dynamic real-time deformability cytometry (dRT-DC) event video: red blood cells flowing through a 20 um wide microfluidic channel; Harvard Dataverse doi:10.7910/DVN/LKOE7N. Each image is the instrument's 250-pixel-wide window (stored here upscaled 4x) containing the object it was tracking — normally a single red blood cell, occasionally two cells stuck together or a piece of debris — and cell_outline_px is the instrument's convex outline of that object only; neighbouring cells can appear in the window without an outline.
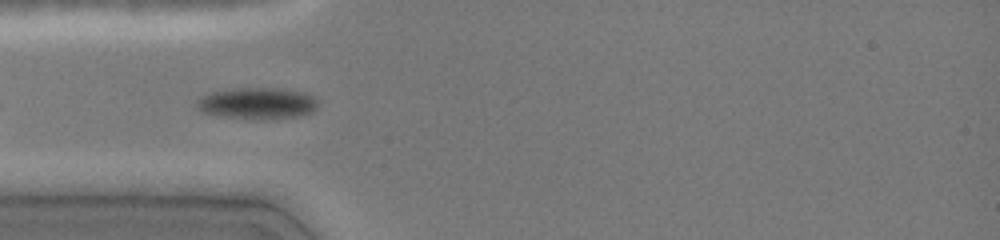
{"species": "common noctule bat (a hibernating species)", "species_latin": "Nyctalus noctula", "temperature_condition": "cold", "stored_images_in_passage": 36, "camera_frame_rate_fps": 3000, "um_per_image_px": 0.085, "animal": {"sex": "female", "body_mass_g": 19.0, "forearm_length_mm": 51.5}, "frame": {"image": 1, "passage_image": 3, "time_ms": 0.667, "image_size_px": [1000, 240], "cell_outline_px": [[320, 104], [312, 112], [300, 116], [260, 120], [224, 116], [204, 112], [196, 108], [196, 100], [200, 96], [212, 92], [232, 88], [280, 88], [308, 92]], "centroid_in_image_um": [21.9, 8.77], "position_along_channel_um": 63.1, "area_um2": 22.54}}
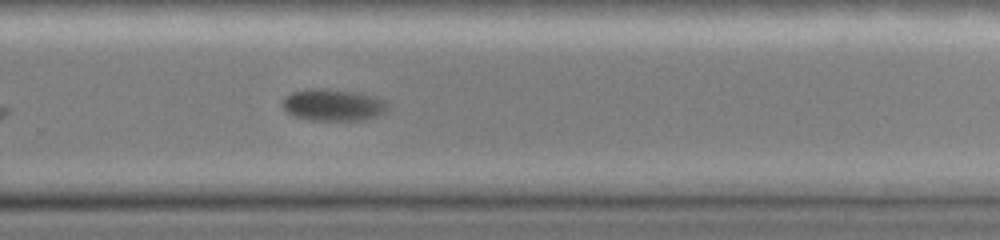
{"frame": {"image": 2, "passage_image": 21, "time_ms": 6.667, "image_size_px": [1000, 240], "cell_outline_px": [[392, 104], [384, 112], [376, 116], [364, 120], [312, 120], [296, 116], [288, 112], [280, 104], [284, 96], [292, 92], [308, 88], [328, 88], [360, 92], [376, 96], [388, 100]], "centroid_in_image_um": [28.37, 8.89], "position_along_channel_um": 301.4, "area_um2": 20.06}}
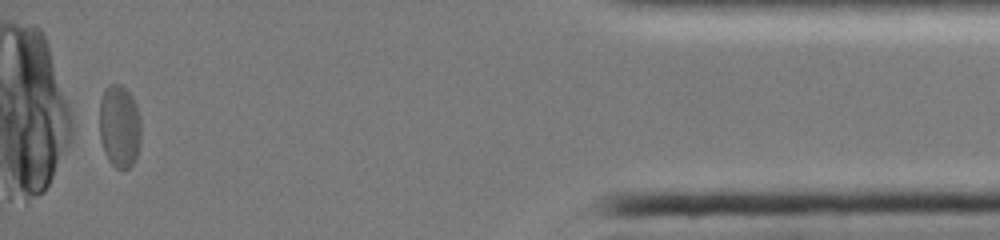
{"frame": {"image": 3, "passage_image": 35, "time_ms": 11.333, "image_size_px": [1000, 240], "cell_outline_px": [[140, 140], [136, 156], [132, 164], [128, 168], [116, 168], [108, 160], [104, 152], [100, 140], [100, 100], [104, 88], [108, 84], [120, 84], [132, 96], [136, 104], [140, 116]], "centroid_in_image_um": [10.14, 10.71], "position_along_channel_um": 425.1, "area_um2": 20.11}, "authors_computed_cell_mechanics": {"area_um2": 20.6346, "velocity_mm_per_s": 3.9832, "shape_relaxation_time_tau1_ms": 4.3471, "shape_relaxation_time_tau2_ms": null, "deformation_change_tau1": 0.0579, "deformation_change_tau2": null}}